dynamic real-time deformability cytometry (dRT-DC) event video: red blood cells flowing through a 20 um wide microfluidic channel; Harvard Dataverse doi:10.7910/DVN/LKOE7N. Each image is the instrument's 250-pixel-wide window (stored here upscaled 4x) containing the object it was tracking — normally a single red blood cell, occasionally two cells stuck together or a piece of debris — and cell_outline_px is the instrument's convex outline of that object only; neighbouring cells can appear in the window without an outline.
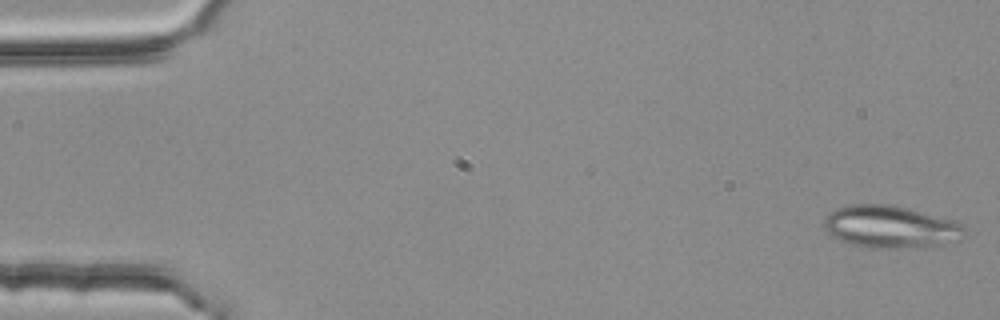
{"species": "common noctule bat (a hibernating species)", "species_latin": "Nyctalus noctula", "temperature_condition": "room temperature", "stored_images_in_passage": 53, "segment_of_instrument_passage": [1, 2], "camera_frame_rate_fps": 3000, "um_per_image_px": 0.085, "animal": {"sex": "female", "body_mass_g": 25.1}, "frame": {"image": 1, "passage_image": 1, "time_ms": 0.0, "image_size_px": [1000, 320], "cell_outline_px": [[964, 228], [960, 240], [928, 248], [868, 248], [852, 244], [840, 240], [832, 236], [824, 228], [824, 220], [836, 208], [844, 204], [892, 204], [956, 220], [964, 224]], "centroid_in_image_um": [75.73, 19.28], "position_along_channel_um": 9.3, "area_um2": 35.2}}